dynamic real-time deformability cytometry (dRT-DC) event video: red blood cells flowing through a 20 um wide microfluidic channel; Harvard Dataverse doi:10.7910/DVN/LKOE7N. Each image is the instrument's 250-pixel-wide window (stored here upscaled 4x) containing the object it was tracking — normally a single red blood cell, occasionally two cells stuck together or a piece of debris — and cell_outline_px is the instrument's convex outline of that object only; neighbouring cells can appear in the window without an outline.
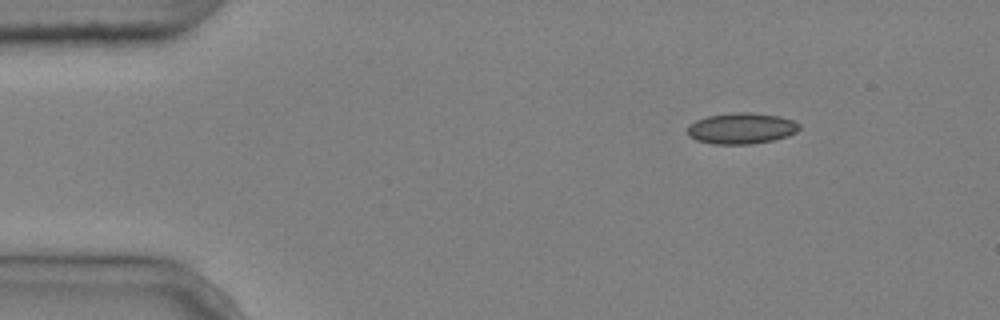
{"species": "common noctule bat (a hibernating species)", "species_latin": "Nyctalus noctula", "temperature_condition": "cold", "stored_images_in_passage": 3, "camera_frame_rate_fps": 3000, "um_per_image_px": 0.085, "animal": {"sex": "male", "body_mass_g": 20.4}, "frame": {"image": 1, "passage_image": 1, "time_ms": 0.0, "image_size_px": [1000, 320], "cell_outline_px": [[800, 128], [796, 132], [788, 136], [772, 140], [752, 144], [712, 144], [696, 140], [688, 136], [688, 124], [696, 120], [708, 116], [732, 112], [748, 112], [780, 116], [792, 120], [800, 124]], "centroid_in_image_um": [63.01, 10.91], "position_along_channel_um": 22.0, "area_um2": 20.35}}